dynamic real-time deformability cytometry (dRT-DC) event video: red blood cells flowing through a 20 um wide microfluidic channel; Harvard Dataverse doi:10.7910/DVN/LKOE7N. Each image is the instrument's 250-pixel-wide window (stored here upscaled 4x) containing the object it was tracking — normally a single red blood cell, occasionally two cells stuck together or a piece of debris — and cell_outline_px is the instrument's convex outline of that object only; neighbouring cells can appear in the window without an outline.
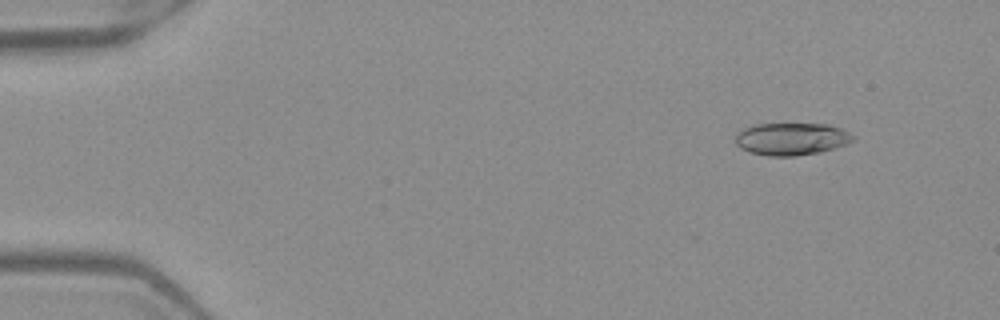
{"species": "Egyptian fruit bat (a non-hibernating species)", "species_latin": "Rousettus aegyptiacus", "temperature_condition": "warm", "stored_images_in_passage": 40, "camera_frame_rate_fps": 3000, "um_per_image_px": 0.085, "frame": {"image": 1, "passage_image": 6, "time_ms": 1.667, "image_size_px": [1000, 320], "cell_outline_px": [[856, 140], [848, 144], [820, 152], [796, 156], [768, 156], [748, 152], [740, 148], [736, 144], [736, 132], [744, 128], [756, 124], [828, 124], [840, 128], [856, 136]], "centroid_in_image_um": [67.29, 11.81], "position_along_channel_um": 17.7, "area_um2": 22.43}}
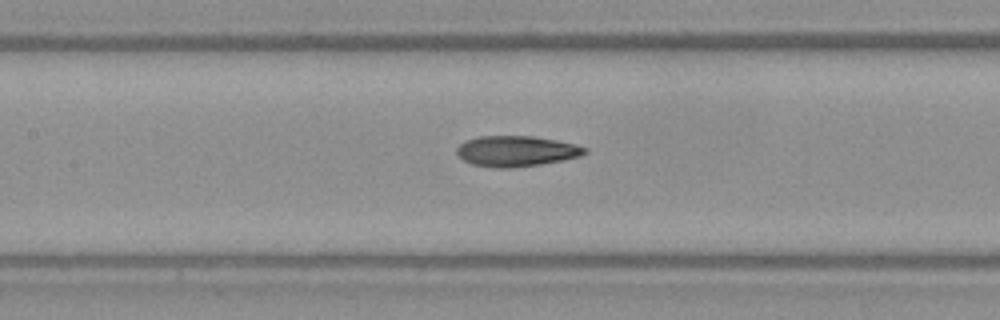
{"frame": {"image": 2, "passage_image": 25, "time_ms": 8.0, "image_size_px": [1000, 320], "cell_outline_px": [[588, 152], [580, 156], [564, 160], [540, 164], [512, 168], [496, 168], [472, 164], [464, 160], [456, 152], [456, 148], [460, 144], [468, 140], [480, 136], [532, 136], [556, 140], [576, 144], [588, 148]], "centroid_in_image_um": [43.92, 12.85], "position_along_channel_um": 163.5, "area_um2": 22.83}}
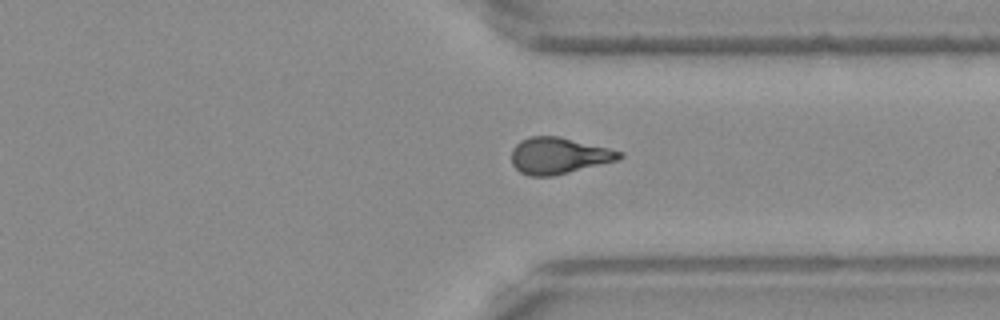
{"frame": {"image": 3, "passage_image": 40, "time_ms": 13.0, "image_size_px": [1000, 320], "cell_outline_px": [[624, 156], [616, 160], [552, 176], [528, 176], [520, 172], [512, 164], [512, 148], [520, 140], [532, 136], [560, 136], [624, 152]], "centroid_in_image_um": [47.46, 13.22], "position_along_channel_um": 363.9, "area_um2": 22.72}}